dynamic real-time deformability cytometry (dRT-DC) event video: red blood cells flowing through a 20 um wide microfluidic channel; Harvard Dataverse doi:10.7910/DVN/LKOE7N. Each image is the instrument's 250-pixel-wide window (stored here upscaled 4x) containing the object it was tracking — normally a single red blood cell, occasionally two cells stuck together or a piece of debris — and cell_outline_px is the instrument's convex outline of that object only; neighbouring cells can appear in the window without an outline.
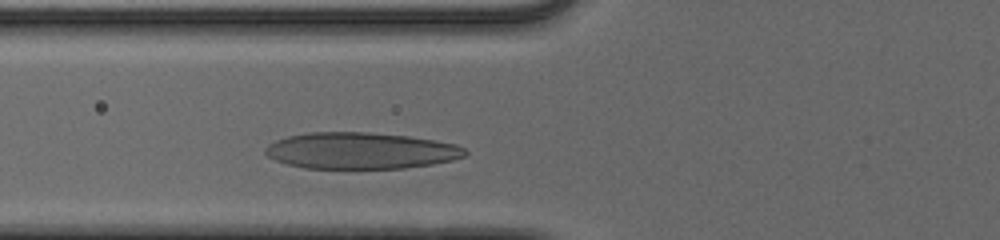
{"species": "human", "species_latin": "Homo sapiens", "temperature_condition": "cold", "stored_images_in_passage": 30, "camera_frame_rate_fps": 3000, "um_per_image_px": 0.085, "donor": {"sex": "male"}, "frame": {"image": 1, "passage_image": 7, "time_ms": 2.0, "image_size_px": [1000, 240], "cell_outline_px": [[468, 152], [464, 156], [452, 160], [432, 164], [404, 168], [304, 168], [288, 164], [276, 160], [268, 156], [264, 152], [264, 148], [268, 144], [276, 140], [288, 136], [308, 132], [368, 132], [408, 136], [456, 144], [464, 148]], "centroid_in_image_um": [30.64, 12.8], "position_along_channel_um": 95.2, "area_um2": 42.31}}
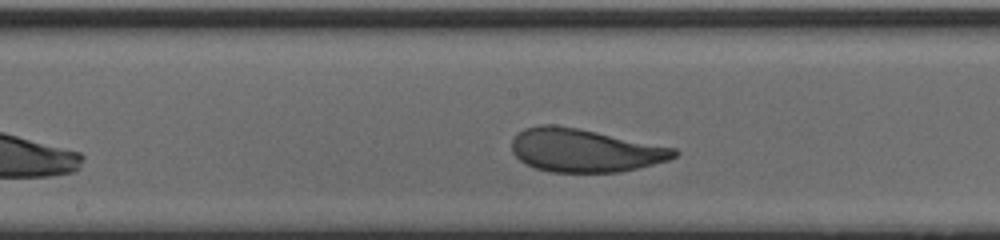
{"frame": {"image": 2, "passage_image": 15, "time_ms": 4.667, "image_size_px": [1000, 240], "cell_outline_px": [[680, 152], [676, 156], [668, 160], [620, 172], [548, 172], [524, 164], [512, 152], [512, 140], [524, 128], [540, 124], [556, 124], [676, 148]], "centroid_in_image_um": [49.67, 12.78], "position_along_channel_um": 198.5, "area_um2": 40.69}}
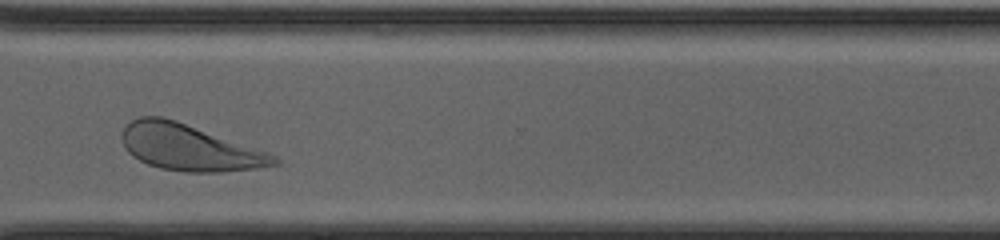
{"frame": {"image": 3, "passage_image": 27, "time_ms": 8.667, "image_size_px": [1000, 240], "cell_outline_px": [[280, 164], [256, 168], [220, 172], [184, 172], [160, 168], [148, 164], [132, 156], [124, 148], [120, 140], [120, 136], [124, 128], [132, 120], [140, 116], [160, 116], [176, 120], [268, 152], [276, 156], [280, 160]], "centroid_in_image_um": [16.06, 12.54], "position_along_channel_um": 354.5, "area_um2": 40.98}, "authors_computed_cell_mechanics": {"area_um2": 40.8357, "velocity_mm_per_s": 3.8854, "shape_relaxation_time_tau1_ms": 2.5799, "shape_relaxation_time_tau2_ms": 0.978, "deformation_change_tau1": 0.1427, "deformation_change_tau2": 0.0758}}